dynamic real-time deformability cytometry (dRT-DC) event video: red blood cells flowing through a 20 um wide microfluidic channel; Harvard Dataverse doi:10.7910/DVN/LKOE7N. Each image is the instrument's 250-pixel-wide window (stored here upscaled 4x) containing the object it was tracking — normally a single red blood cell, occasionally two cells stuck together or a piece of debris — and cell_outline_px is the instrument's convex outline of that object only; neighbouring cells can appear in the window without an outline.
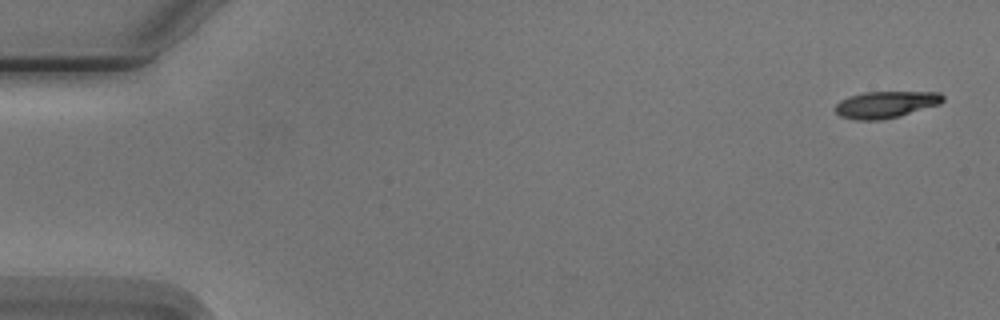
{"species": "Egyptian fruit bat (a non-hibernating species)", "species_latin": "Rousettus aegyptiacus", "temperature_condition": "cold", "stored_images_in_passage": 3, "camera_frame_rate_fps": 3000, "um_per_image_px": 0.085, "animal": {"sex": "male"}, "frame": {"image": 1, "passage_image": 1, "time_ms": 0.0, "image_size_px": [1000, 320], "cell_outline_px": [[944, 100], [940, 104], [900, 116], [884, 120], [856, 120], [840, 116], [836, 112], [836, 104], [840, 100], [848, 96], [864, 92], [940, 92], [944, 96]], "centroid_in_image_um": [75.3, 8.89], "position_along_channel_um": 9.7, "area_um2": 16.88}}